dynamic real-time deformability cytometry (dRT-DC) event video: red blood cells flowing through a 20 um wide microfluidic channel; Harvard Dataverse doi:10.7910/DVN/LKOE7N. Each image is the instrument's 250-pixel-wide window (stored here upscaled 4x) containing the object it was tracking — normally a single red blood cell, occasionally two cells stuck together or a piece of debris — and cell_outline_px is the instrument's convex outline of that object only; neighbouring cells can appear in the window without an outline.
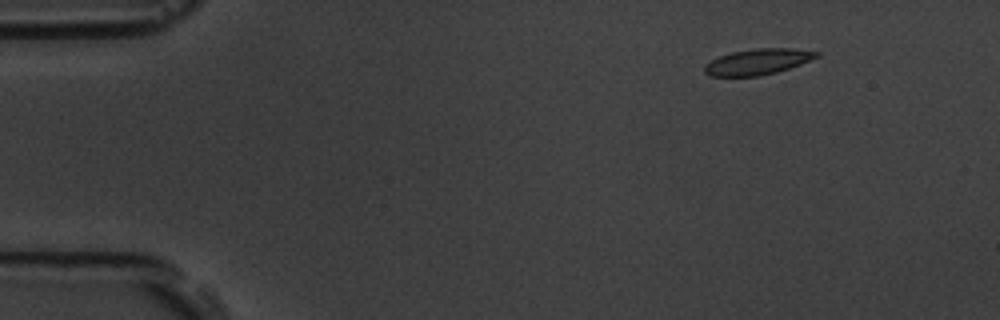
{"species": "common noctule bat (a hibernating species)", "species_latin": "Nyctalus noctula", "temperature_condition": "room temperature", "stored_images_in_passage": 49, "camera_frame_rate_fps": 3000, "um_per_image_px": 0.085, "animal": {"sex": "male", "body_mass_g": 19.5, "forearm_length_mm": 54.6}, "frame": {"image": 1, "passage_image": 1, "time_ms": 0.0, "image_size_px": [1000, 320], "cell_outline_px": [[820, 56], [800, 64], [776, 72], [760, 76], [708, 76], [704, 72], [704, 64], [720, 56], [732, 52], [756, 48], [792, 48], [820, 52]], "centroid_in_image_um": [64.4, 5.25], "position_along_channel_um": 20.6, "area_um2": 16.82}}
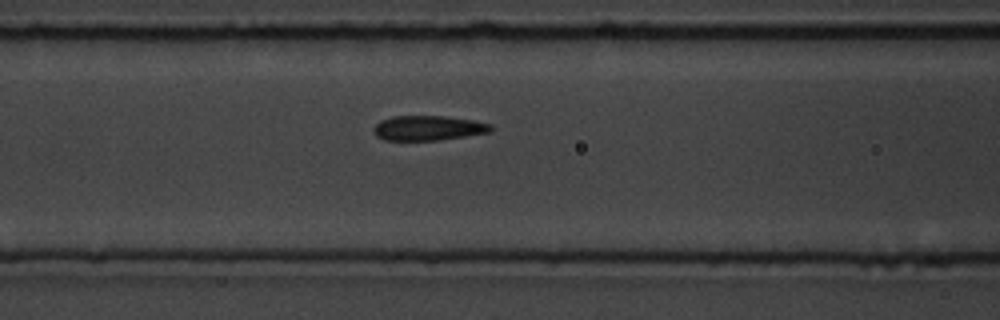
{"frame": {"image": 2, "passage_image": 17, "time_ms": 5.333, "image_size_px": [1000, 320], "cell_outline_px": [[492, 132], [440, 140], [384, 140], [376, 136], [372, 132], [372, 128], [380, 120], [392, 116], [444, 116], [476, 120], [492, 124]], "centroid_in_image_um": [36.4, 10.88], "position_along_channel_um": 130.2, "area_um2": 17.22}}
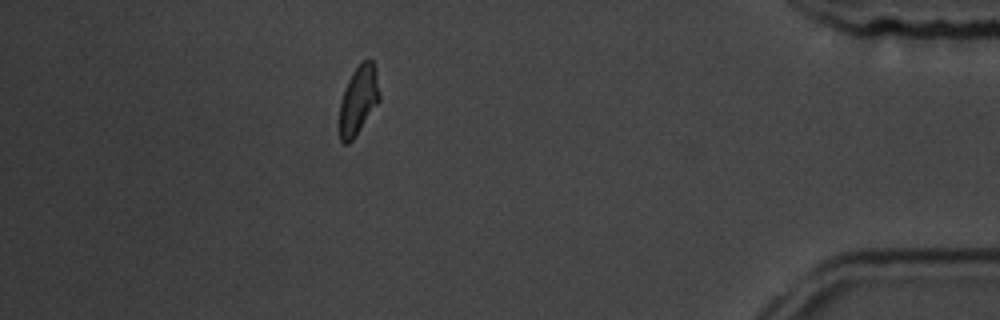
{"frame": {"image": 3, "passage_image": 43, "time_ms": 14.0, "image_size_px": [1000, 320], "cell_outline_px": [[380, 100], [352, 140], [348, 144], [344, 144], [340, 140], [340, 104], [344, 88], [352, 72], [364, 60], [372, 60], [376, 72], [380, 92]], "centroid_in_image_um": [30.46, 8.51], "position_along_channel_um": 404.7, "area_um2": 15.78}, "authors_computed_cell_mechanics": {"area_um2": 17.34, "velocity_mm_per_s": 3.7161, "shape_relaxation_time_tau1_ms": 5.2907, "shape_relaxation_time_tau2_ms": 1.8274, "deformation_change_tau1": 0.1403, "deformation_change_tau2": 0.0515}}